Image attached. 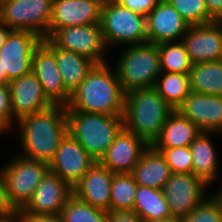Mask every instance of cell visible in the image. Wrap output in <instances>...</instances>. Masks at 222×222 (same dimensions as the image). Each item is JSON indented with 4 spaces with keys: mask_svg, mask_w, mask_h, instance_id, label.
Masks as SVG:
<instances>
[{
    "mask_svg": "<svg viewBox=\"0 0 222 222\" xmlns=\"http://www.w3.org/2000/svg\"><path fill=\"white\" fill-rule=\"evenodd\" d=\"M211 132H201L190 145L193 160V174L202 179L208 186L217 178L218 156L213 142L209 137Z\"/></svg>",
    "mask_w": 222,
    "mask_h": 222,
    "instance_id": "cell-25",
    "label": "cell"
},
{
    "mask_svg": "<svg viewBox=\"0 0 222 222\" xmlns=\"http://www.w3.org/2000/svg\"><path fill=\"white\" fill-rule=\"evenodd\" d=\"M48 170L49 164L19 155L2 167L9 200L17 211L22 210L31 200Z\"/></svg>",
    "mask_w": 222,
    "mask_h": 222,
    "instance_id": "cell-7",
    "label": "cell"
},
{
    "mask_svg": "<svg viewBox=\"0 0 222 222\" xmlns=\"http://www.w3.org/2000/svg\"><path fill=\"white\" fill-rule=\"evenodd\" d=\"M137 185L131 173L114 174L111 183L110 210H133Z\"/></svg>",
    "mask_w": 222,
    "mask_h": 222,
    "instance_id": "cell-30",
    "label": "cell"
},
{
    "mask_svg": "<svg viewBox=\"0 0 222 222\" xmlns=\"http://www.w3.org/2000/svg\"><path fill=\"white\" fill-rule=\"evenodd\" d=\"M114 173L100 162L88 170L82 179L74 185L73 195L95 208L110 211L111 183Z\"/></svg>",
    "mask_w": 222,
    "mask_h": 222,
    "instance_id": "cell-21",
    "label": "cell"
},
{
    "mask_svg": "<svg viewBox=\"0 0 222 222\" xmlns=\"http://www.w3.org/2000/svg\"><path fill=\"white\" fill-rule=\"evenodd\" d=\"M181 220L182 222H222V211L218 204L209 197Z\"/></svg>",
    "mask_w": 222,
    "mask_h": 222,
    "instance_id": "cell-34",
    "label": "cell"
},
{
    "mask_svg": "<svg viewBox=\"0 0 222 222\" xmlns=\"http://www.w3.org/2000/svg\"><path fill=\"white\" fill-rule=\"evenodd\" d=\"M9 88L15 122L24 116L42 112L54 106L32 71L11 80Z\"/></svg>",
    "mask_w": 222,
    "mask_h": 222,
    "instance_id": "cell-15",
    "label": "cell"
},
{
    "mask_svg": "<svg viewBox=\"0 0 222 222\" xmlns=\"http://www.w3.org/2000/svg\"><path fill=\"white\" fill-rule=\"evenodd\" d=\"M72 195V187L59 175L48 170L36 187L33 197L19 214H60Z\"/></svg>",
    "mask_w": 222,
    "mask_h": 222,
    "instance_id": "cell-13",
    "label": "cell"
},
{
    "mask_svg": "<svg viewBox=\"0 0 222 222\" xmlns=\"http://www.w3.org/2000/svg\"><path fill=\"white\" fill-rule=\"evenodd\" d=\"M142 222H182L181 219L175 218V217H170L168 219H158V220H145Z\"/></svg>",
    "mask_w": 222,
    "mask_h": 222,
    "instance_id": "cell-45",
    "label": "cell"
},
{
    "mask_svg": "<svg viewBox=\"0 0 222 222\" xmlns=\"http://www.w3.org/2000/svg\"><path fill=\"white\" fill-rule=\"evenodd\" d=\"M133 211L142 221L172 217L162 190L141 185H137Z\"/></svg>",
    "mask_w": 222,
    "mask_h": 222,
    "instance_id": "cell-27",
    "label": "cell"
},
{
    "mask_svg": "<svg viewBox=\"0 0 222 222\" xmlns=\"http://www.w3.org/2000/svg\"><path fill=\"white\" fill-rule=\"evenodd\" d=\"M131 174L138 185L162 190L172 172L161 152L149 145Z\"/></svg>",
    "mask_w": 222,
    "mask_h": 222,
    "instance_id": "cell-22",
    "label": "cell"
},
{
    "mask_svg": "<svg viewBox=\"0 0 222 222\" xmlns=\"http://www.w3.org/2000/svg\"><path fill=\"white\" fill-rule=\"evenodd\" d=\"M47 39L57 48L86 56L97 64L107 63L106 45L100 24H89L56 29Z\"/></svg>",
    "mask_w": 222,
    "mask_h": 222,
    "instance_id": "cell-9",
    "label": "cell"
},
{
    "mask_svg": "<svg viewBox=\"0 0 222 222\" xmlns=\"http://www.w3.org/2000/svg\"><path fill=\"white\" fill-rule=\"evenodd\" d=\"M189 26L215 22L209 15L205 0H167Z\"/></svg>",
    "mask_w": 222,
    "mask_h": 222,
    "instance_id": "cell-32",
    "label": "cell"
},
{
    "mask_svg": "<svg viewBox=\"0 0 222 222\" xmlns=\"http://www.w3.org/2000/svg\"><path fill=\"white\" fill-rule=\"evenodd\" d=\"M148 43L181 41L190 26L167 0H160L146 17ZM180 38V40H179Z\"/></svg>",
    "mask_w": 222,
    "mask_h": 222,
    "instance_id": "cell-18",
    "label": "cell"
},
{
    "mask_svg": "<svg viewBox=\"0 0 222 222\" xmlns=\"http://www.w3.org/2000/svg\"><path fill=\"white\" fill-rule=\"evenodd\" d=\"M95 162L76 139L67 133L49 163V170L59 175L73 188Z\"/></svg>",
    "mask_w": 222,
    "mask_h": 222,
    "instance_id": "cell-14",
    "label": "cell"
},
{
    "mask_svg": "<svg viewBox=\"0 0 222 222\" xmlns=\"http://www.w3.org/2000/svg\"><path fill=\"white\" fill-rule=\"evenodd\" d=\"M108 63L96 64L71 94L66 110L123 116L125 92Z\"/></svg>",
    "mask_w": 222,
    "mask_h": 222,
    "instance_id": "cell-2",
    "label": "cell"
},
{
    "mask_svg": "<svg viewBox=\"0 0 222 222\" xmlns=\"http://www.w3.org/2000/svg\"><path fill=\"white\" fill-rule=\"evenodd\" d=\"M43 39L27 30H11L0 48L2 73L11 81L32 71V57Z\"/></svg>",
    "mask_w": 222,
    "mask_h": 222,
    "instance_id": "cell-10",
    "label": "cell"
},
{
    "mask_svg": "<svg viewBox=\"0 0 222 222\" xmlns=\"http://www.w3.org/2000/svg\"><path fill=\"white\" fill-rule=\"evenodd\" d=\"M209 15L215 21H222V0H205Z\"/></svg>",
    "mask_w": 222,
    "mask_h": 222,
    "instance_id": "cell-40",
    "label": "cell"
},
{
    "mask_svg": "<svg viewBox=\"0 0 222 222\" xmlns=\"http://www.w3.org/2000/svg\"><path fill=\"white\" fill-rule=\"evenodd\" d=\"M55 56L65 89L72 94L97 64L90 58L72 51L57 48Z\"/></svg>",
    "mask_w": 222,
    "mask_h": 222,
    "instance_id": "cell-24",
    "label": "cell"
},
{
    "mask_svg": "<svg viewBox=\"0 0 222 222\" xmlns=\"http://www.w3.org/2000/svg\"><path fill=\"white\" fill-rule=\"evenodd\" d=\"M176 111L194 123L201 132H222V96L191 91Z\"/></svg>",
    "mask_w": 222,
    "mask_h": 222,
    "instance_id": "cell-16",
    "label": "cell"
},
{
    "mask_svg": "<svg viewBox=\"0 0 222 222\" xmlns=\"http://www.w3.org/2000/svg\"><path fill=\"white\" fill-rule=\"evenodd\" d=\"M164 156L172 173H193L190 146L176 148H155Z\"/></svg>",
    "mask_w": 222,
    "mask_h": 222,
    "instance_id": "cell-33",
    "label": "cell"
},
{
    "mask_svg": "<svg viewBox=\"0 0 222 222\" xmlns=\"http://www.w3.org/2000/svg\"><path fill=\"white\" fill-rule=\"evenodd\" d=\"M211 198L218 204L220 210L222 211V188L217 194L213 195Z\"/></svg>",
    "mask_w": 222,
    "mask_h": 222,
    "instance_id": "cell-44",
    "label": "cell"
},
{
    "mask_svg": "<svg viewBox=\"0 0 222 222\" xmlns=\"http://www.w3.org/2000/svg\"><path fill=\"white\" fill-rule=\"evenodd\" d=\"M97 1L101 2L102 4H104V3H106L109 0H97Z\"/></svg>",
    "mask_w": 222,
    "mask_h": 222,
    "instance_id": "cell-47",
    "label": "cell"
},
{
    "mask_svg": "<svg viewBox=\"0 0 222 222\" xmlns=\"http://www.w3.org/2000/svg\"><path fill=\"white\" fill-rule=\"evenodd\" d=\"M16 212L17 210L9 200L6 182L0 170V216H6Z\"/></svg>",
    "mask_w": 222,
    "mask_h": 222,
    "instance_id": "cell-37",
    "label": "cell"
},
{
    "mask_svg": "<svg viewBox=\"0 0 222 222\" xmlns=\"http://www.w3.org/2000/svg\"><path fill=\"white\" fill-rule=\"evenodd\" d=\"M107 222H142V219L133 210H110L108 212Z\"/></svg>",
    "mask_w": 222,
    "mask_h": 222,
    "instance_id": "cell-38",
    "label": "cell"
},
{
    "mask_svg": "<svg viewBox=\"0 0 222 222\" xmlns=\"http://www.w3.org/2000/svg\"><path fill=\"white\" fill-rule=\"evenodd\" d=\"M0 222H21L19 211L6 216H0Z\"/></svg>",
    "mask_w": 222,
    "mask_h": 222,
    "instance_id": "cell-42",
    "label": "cell"
},
{
    "mask_svg": "<svg viewBox=\"0 0 222 222\" xmlns=\"http://www.w3.org/2000/svg\"><path fill=\"white\" fill-rule=\"evenodd\" d=\"M101 7L97 0H53L49 36L64 27L100 24Z\"/></svg>",
    "mask_w": 222,
    "mask_h": 222,
    "instance_id": "cell-19",
    "label": "cell"
},
{
    "mask_svg": "<svg viewBox=\"0 0 222 222\" xmlns=\"http://www.w3.org/2000/svg\"><path fill=\"white\" fill-rule=\"evenodd\" d=\"M63 222H107L108 212L72 195L61 211Z\"/></svg>",
    "mask_w": 222,
    "mask_h": 222,
    "instance_id": "cell-31",
    "label": "cell"
},
{
    "mask_svg": "<svg viewBox=\"0 0 222 222\" xmlns=\"http://www.w3.org/2000/svg\"><path fill=\"white\" fill-rule=\"evenodd\" d=\"M201 130L189 119L174 110L163 125L160 136L154 141V148H176L190 146Z\"/></svg>",
    "mask_w": 222,
    "mask_h": 222,
    "instance_id": "cell-23",
    "label": "cell"
},
{
    "mask_svg": "<svg viewBox=\"0 0 222 222\" xmlns=\"http://www.w3.org/2000/svg\"><path fill=\"white\" fill-rule=\"evenodd\" d=\"M20 133V156L49 164L61 140L68 133L66 106L54 105L42 112L24 116L17 121Z\"/></svg>",
    "mask_w": 222,
    "mask_h": 222,
    "instance_id": "cell-1",
    "label": "cell"
},
{
    "mask_svg": "<svg viewBox=\"0 0 222 222\" xmlns=\"http://www.w3.org/2000/svg\"><path fill=\"white\" fill-rule=\"evenodd\" d=\"M154 88L174 110L191 93L189 75L181 73L161 72Z\"/></svg>",
    "mask_w": 222,
    "mask_h": 222,
    "instance_id": "cell-28",
    "label": "cell"
},
{
    "mask_svg": "<svg viewBox=\"0 0 222 222\" xmlns=\"http://www.w3.org/2000/svg\"><path fill=\"white\" fill-rule=\"evenodd\" d=\"M207 187L193 173H172L162 188L172 217L182 219L188 216L207 198H204Z\"/></svg>",
    "mask_w": 222,
    "mask_h": 222,
    "instance_id": "cell-11",
    "label": "cell"
},
{
    "mask_svg": "<svg viewBox=\"0 0 222 222\" xmlns=\"http://www.w3.org/2000/svg\"><path fill=\"white\" fill-rule=\"evenodd\" d=\"M100 26L106 47L147 43L146 17L114 0L102 4Z\"/></svg>",
    "mask_w": 222,
    "mask_h": 222,
    "instance_id": "cell-6",
    "label": "cell"
},
{
    "mask_svg": "<svg viewBox=\"0 0 222 222\" xmlns=\"http://www.w3.org/2000/svg\"><path fill=\"white\" fill-rule=\"evenodd\" d=\"M161 72L189 74L192 63L181 41L158 44Z\"/></svg>",
    "mask_w": 222,
    "mask_h": 222,
    "instance_id": "cell-29",
    "label": "cell"
},
{
    "mask_svg": "<svg viewBox=\"0 0 222 222\" xmlns=\"http://www.w3.org/2000/svg\"><path fill=\"white\" fill-rule=\"evenodd\" d=\"M53 0H3L0 21L11 30H27L49 37Z\"/></svg>",
    "mask_w": 222,
    "mask_h": 222,
    "instance_id": "cell-8",
    "label": "cell"
},
{
    "mask_svg": "<svg viewBox=\"0 0 222 222\" xmlns=\"http://www.w3.org/2000/svg\"><path fill=\"white\" fill-rule=\"evenodd\" d=\"M174 111L152 88H137L125 93L123 126L152 145Z\"/></svg>",
    "mask_w": 222,
    "mask_h": 222,
    "instance_id": "cell-3",
    "label": "cell"
},
{
    "mask_svg": "<svg viewBox=\"0 0 222 222\" xmlns=\"http://www.w3.org/2000/svg\"><path fill=\"white\" fill-rule=\"evenodd\" d=\"M118 61L114 69L125 93L154 87L161 74L158 45L154 43L128 45Z\"/></svg>",
    "mask_w": 222,
    "mask_h": 222,
    "instance_id": "cell-5",
    "label": "cell"
},
{
    "mask_svg": "<svg viewBox=\"0 0 222 222\" xmlns=\"http://www.w3.org/2000/svg\"><path fill=\"white\" fill-rule=\"evenodd\" d=\"M11 128V125L0 115V134L6 133Z\"/></svg>",
    "mask_w": 222,
    "mask_h": 222,
    "instance_id": "cell-43",
    "label": "cell"
},
{
    "mask_svg": "<svg viewBox=\"0 0 222 222\" xmlns=\"http://www.w3.org/2000/svg\"><path fill=\"white\" fill-rule=\"evenodd\" d=\"M21 222H63L61 214H20Z\"/></svg>",
    "mask_w": 222,
    "mask_h": 222,
    "instance_id": "cell-39",
    "label": "cell"
},
{
    "mask_svg": "<svg viewBox=\"0 0 222 222\" xmlns=\"http://www.w3.org/2000/svg\"><path fill=\"white\" fill-rule=\"evenodd\" d=\"M123 7L145 17L157 6L160 0H114Z\"/></svg>",
    "mask_w": 222,
    "mask_h": 222,
    "instance_id": "cell-35",
    "label": "cell"
},
{
    "mask_svg": "<svg viewBox=\"0 0 222 222\" xmlns=\"http://www.w3.org/2000/svg\"><path fill=\"white\" fill-rule=\"evenodd\" d=\"M148 146L142 138L123 127L100 163L114 174L132 173Z\"/></svg>",
    "mask_w": 222,
    "mask_h": 222,
    "instance_id": "cell-20",
    "label": "cell"
},
{
    "mask_svg": "<svg viewBox=\"0 0 222 222\" xmlns=\"http://www.w3.org/2000/svg\"><path fill=\"white\" fill-rule=\"evenodd\" d=\"M0 115L12 125L13 112L11 109L10 88L9 84H0Z\"/></svg>",
    "mask_w": 222,
    "mask_h": 222,
    "instance_id": "cell-36",
    "label": "cell"
},
{
    "mask_svg": "<svg viewBox=\"0 0 222 222\" xmlns=\"http://www.w3.org/2000/svg\"><path fill=\"white\" fill-rule=\"evenodd\" d=\"M32 72L54 105H68L71 94L62 82L55 56V45L49 39H43L36 47L32 57Z\"/></svg>",
    "mask_w": 222,
    "mask_h": 222,
    "instance_id": "cell-12",
    "label": "cell"
},
{
    "mask_svg": "<svg viewBox=\"0 0 222 222\" xmlns=\"http://www.w3.org/2000/svg\"><path fill=\"white\" fill-rule=\"evenodd\" d=\"M10 31L11 29L0 21V48L4 45Z\"/></svg>",
    "mask_w": 222,
    "mask_h": 222,
    "instance_id": "cell-41",
    "label": "cell"
},
{
    "mask_svg": "<svg viewBox=\"0 0 222 222\" xmlns=\"http://www.w3.org/2000/svg\"><path fill=\"white\" fill-rule=\"evenodd\" d=\"M188 75L191 91L222 96V60L192 64Z\"/></svg>",
    "mask_w": 222,
    "mask_h": 222,
    "instance_id": "cell-26",
    "label": "cell"
},
{
    "mask_svg": "<svg viewBox=\"0 0 222 222\" xmlns=\"http://www.w3.org/2000/svg\"><path fill=\"white\" fill-rule=\"evenodd\" d=\"M10 80L8 79L6 73H2V66L0 63V84H9Z\"/></svg>",
    "mask_w": 222,
    "mask_h": 222,
    "instance_id": "cell-46",
    "label": "cell"
},
{
    "mask_svg": "<svg viewBox=\"0 0 222 222\" xmlns=\"http://www.w3.org/2000/svg\"><path fill=\"white\" fill-rule=\"evenodd\" d=\"M2 1H3V0H0V10H1V6H2Z\"/></svg>",
    "mask_w": 222,
    "mask_h": 222,
    "instance_id": "cell-48",
    "label": "cell"
},
{
    "mask_svg": "<svg viewBox=\"0 0 222 222\" xmlns=\"http://www.w3.org/2000/svg\"><path fill=\"white\" fill-rule=\"evenodd\" d=\"M68 133L100 162L123 126V116L66 110Z\"/></svg>",
    "mask_w": 222,
    "mask_h": 222,
    "instance_id": "cell-4",
    "label": "cell"
},
{
    "mask_svg": "<svg viewBox=\"0 0 222 222\" xmlns=\"http://www.w3.org/2000/svg\"><path fill=\"white\" fill-rule=\"evenodd\" d=\"M182 42L192 64L222 60V21L190 26Z\"/></svg>",
    "mask_w": 222,
    "mask_h": 222,
    "instance_id": "cell-17",
    "label": "cell"
}]
</instances>
